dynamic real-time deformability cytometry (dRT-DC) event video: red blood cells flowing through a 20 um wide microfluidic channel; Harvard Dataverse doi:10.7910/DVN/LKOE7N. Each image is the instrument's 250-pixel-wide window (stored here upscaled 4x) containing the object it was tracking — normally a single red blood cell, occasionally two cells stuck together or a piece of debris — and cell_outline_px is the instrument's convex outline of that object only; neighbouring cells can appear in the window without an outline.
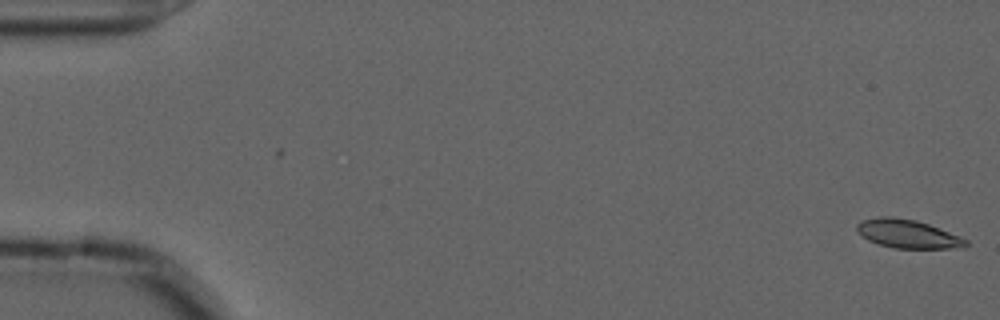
{"species": "common noctule bat (a hibernating species)", "species_latin": "Nyctalus noctula", "temperature_condition": "cold", "stored_images_in_passage": 56, "camera_frame_rate_fps": 3000, "um_per_image_px": 0.085, "animal": {"sex": "male", "forearm_length_mm": 52.5}, "frame": {"image": 1, "passage_image": 1, "time_ms": 0.0, "image_size_px": [1000, 320], "cell_outline_px": [[968, 244], [964, 248], [896, 248], [880, 244], [868, 240], [856, 228], [856, 224], [860, 220], [880, 216], [892, 216], [916, 220], [928, 224], [960, 236], [968, 240]], "centroid_in_image_um": [77.17, 19.87], "position_along_channel_um": 7.8, "area_um2": 18.03}}
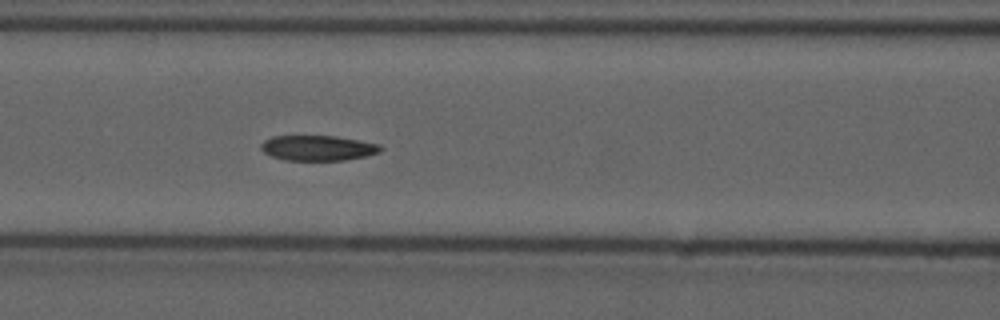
{"frame": {"image": 2, "passage_image": 24, "time_ms": 7.667, "image_size_px": [1000, 320], "cell_outline_px": [[384, 148], [380, 152], [364, 156], [344, 160], [284, 160], [272, 156], [264, 152], [260, 148], [260, 144], [264, 140], [272, 136], [336, 136], [380, 144]], "centroid_in_image_um": [27.01, 12.57], "position_along_channel_um": 139.6, "area_um2": 17.57}}
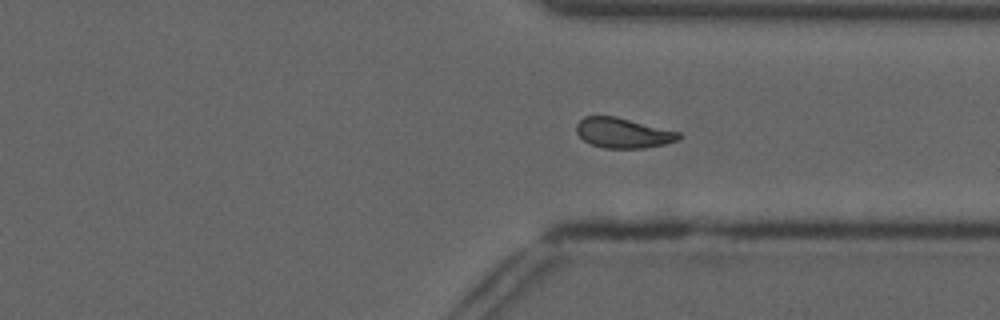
{"frame": {"image": 3, "passage_image": 42, "time_ms": 13.667, "image_size_px": [1000, 320], "cell_outline_px": [[684, 136], [680, 140], [664, 144], [644, 148], [604, 148], [592, 144], [584, 140], [576, 132], [576, 124], [584, 116], [616, 116], [680, 132]], "centroid_in_image_um": [52.99, 11.3], "position_along_channel_um": 358.4, "area_um2": 18.03}, "authors_computed_cell_mechanics": {"area_um2": 18.3515, "velocity_mm_per_s": 3.6599, "shape_relaxation_time_tau1_ms": 6.5102, "shape_relaxation_time_tau2_ms": 4.5296, "deformation_change_tau1": 0.1572, "deformation_change_tau2": 0.0941}}